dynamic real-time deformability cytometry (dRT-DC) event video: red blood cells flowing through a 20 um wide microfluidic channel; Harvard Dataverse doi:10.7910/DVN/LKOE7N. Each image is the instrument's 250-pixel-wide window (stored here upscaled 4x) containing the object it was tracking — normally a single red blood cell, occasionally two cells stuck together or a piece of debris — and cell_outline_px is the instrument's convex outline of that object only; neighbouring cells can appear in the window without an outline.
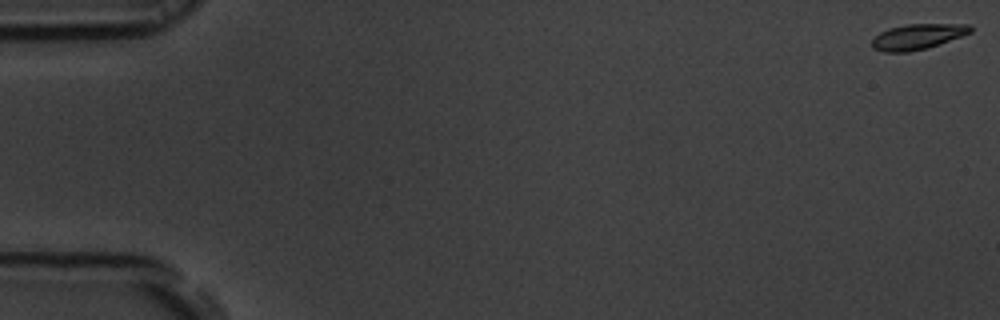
{"species": "common noctule bat (a hibernating species)", "species_latin": "Nyctalus noctula", "temperature_condition": "room temperature", "stored_images_in_passage": 54, "camera_frame_rate_fps": 3000, "um_per_image_px": 0.085, "animal": {"sex": "male", "body_mass_g": 19.5, "forearm_length_mm": 54.6}, "frame": {"image": 1, "passage_image": 1, "time_ms": 0.0, "image_size_px": [1000, 320], "cell_outline_px": [[972, 32], [928, 48], [908, 52], [884, 52], [872, 48], [872, 40], [880, 32], [888, 28], [908, 24], [972, 24]], "centroid_in_image_um": [78.0, 3.11], "position_along_channel_um": 7.0, "area_um2": 14.62}}
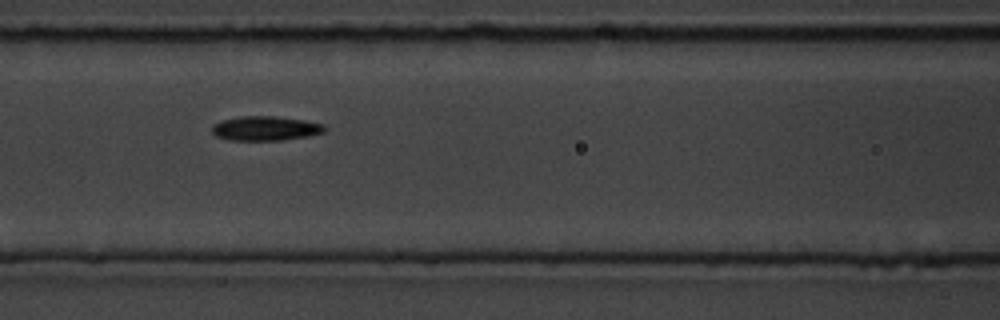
{"frame": {"image": 2, "passage_image": 24, "time_ms": 7.667, "image_size_px": [1000, 320], "cell_outline_px": [[328, 128], [324, 132], [308, 136], [284, 140], [228, 140], [216, 136], [212, 132], [212, 124], [224, 120], [240, 116], [276, 116], [304, 120], [324, 124]], "centroid_in_image_um": [22.59, 10.91], "position_along_channel_um": 144.0, "area_um2": 16.13}}
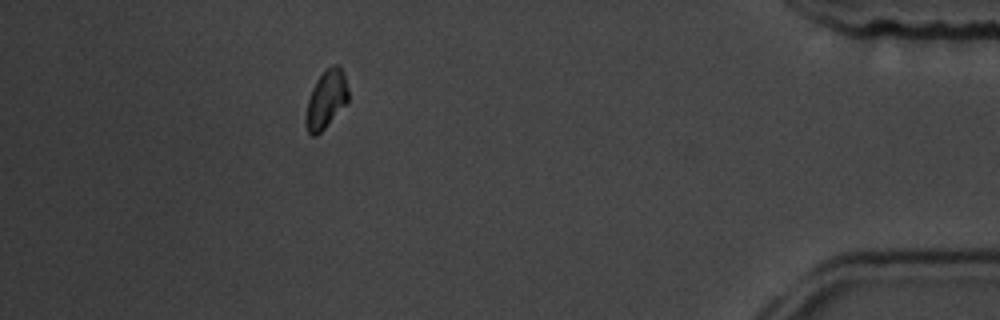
{"frame": {"image": 3, "passage_image": 49, "time_ms": 16.0, "image_size_px": [1000, 320], "cell_outline_px": [[348, 100], [324, 128], [316, 136], [312, 136], [308, 132], [304, 124], [304, 120], [308, 100], [312, 88], [316, 80], [332, 64], [340, 64], [344, 72], [348, 88]], "centroid_in_image_um": [27.71, 8.43], "position_along_channel_um": 407.5, "area_um2": 14.28}, "authors_computed_cell_mechanics": {"area_um2": 14.8257, "velocity_mm_per_s": 3.7872, "shape_relaxation_time_tau1_ms": 1.7777, "shape_relaxation_time_tau2_ms": null, "deformation_change_tau1": 0.1067, "deformation_change_tau2": null}}